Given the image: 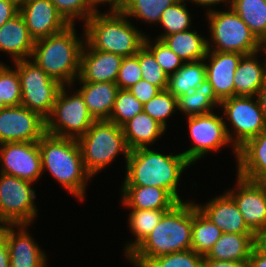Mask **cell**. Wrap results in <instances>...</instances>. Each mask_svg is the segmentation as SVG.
Returning <instances> with one entry per match:
<instances>
[{
    "label": "cell",
    "mask_w": 266,
    "mask_h": 267,
    "mask_svg": "<svg viewBox=\"0 0 266 267\" xmlns=\"http://www.w3.org/2000/svg\"><path fill=\"white\" fill-rule=\"evenodd\" d=\"M123 13H94L85 23V41L95 50L124 57L136 55L146 34Z\"/></svg>",
    "instance_id": "5"
},
{
    "label": "cell",
    "mask_w": 266,
    "mask_h": 267,
    "mask_svg": "<svg viewBox=\"0 0 266 267\" xmlns=\"http://www.w3.org/2000/svg\"><path fill=\"white\" fill-rule=\"evenodd\" d=\"M150 40L152 41L153 39L146 35L144 45L153 53L156 62L166 74L170 76L184 64V61L162 40L156 39L154 43Z\"/></svg>",
    "instance_id": "40"
},
{
    "label": "cell",
    "mask_w": 266,
    "mask_h": 267,
    "mask_svg": "<svg viewBox=\"0 0 266 267\" xmlns=\"http://www.w3.org/2000/svg\"><path fill=\"white\" fill-rule=\"evenodd\" d=\"M128 90L135 96L137 100H139L143 104L148 102L151 98L156 96L161 91L157 86L152 85L151 83L143 79L138 81Z\"/></svg>",
    "instance_id": "44"
},
{
    "label": "cell",
    "mask_w": 266,
    "mask_h": 267,
    "mask_svg": "<svg viewBox=\"0 0 266 267\" xmlns=\"http://www.w3.org/2000/svg\"><path fill=\"white\" fill-rule=\"evenodd\" d=\"M260 52H264V54L266 53V39L260 41ZM265 57H266V54H265ZM265 61V68H266V58L264 59Z\"/></svg>",
    "instance_id": "53"
},
{
    "label": "cell",
    "mask_w": 266,
    "mask_h": 267,
    "mask_svg": "<svg viewBox=\"0 0 266 267\" xmlns=\"http://www.w3.org/2000/svg\"><path fill=\"white\" fill-rule=\"evenodd\" d=\"M57 11L69 23L75 24L77 19L86 22L94 13L88 0H51Z\"/></svg>",
    "instance_id": "42"
},
{
    "label": "cell",
    "mask_w": 266,
    "mask_h": 267,
    "mask_svg": "<svg viewBox=\"0 0 266 267\" xmlns=\"http://www.w3.org/2000/svg\"><path fill=\"white\" fill-rule=\"evenodd\" d=\"M196 207L222 233L254 234L246 225L238 206L227 192L214 197L204 205L196 203Z\"/></svg>",
    "instance_id": "20"
},
{
    "label": "cell",
    "mask_w": 266,
    "mask_h": 267,
    "mask_svg": "<svg viewBox=\"0 0 266 267\" xmlns=\"http://www.w3.org/2000/svg\"><path fill=\"white\" fill-rule=\"evenodd\" d=\"M254 234L222 233L204 259L248 261Z\"/></svg>",
    "instance_id": "27"
},
{
    "label": "cell",
    "mask_w": 266,
    "mask_h": 267,
    "mask_svg": "<svg viewBox=\"0 0 266 267\" xmlns=\"http://www.w3.org/2000/svg\"><path fill=\"white\" fill-rule=\"evenodd\" d=\"M192 244V202L181 201L166 211L157 226L127 256L135 267H145L153 258L190 250Z\"/></svg>",
    "instance_id": "1"
},
{
    "label": "cell",
    "mask_w": 266,
    "mask_h": 267,
    "mask_svg": "<svg viewBox=\"0 0 266 267\" xmlns=\"http://www.w3.org/2000/svg\"><path fill=\"white\" fill-rule=\"evenodd\" d=\"M237 175L254 182H266V129L238 149Z\"/></svg>",
    "instance_id": "21"
},
{
    "label": "cell",
    "mask_w": 266,
    "mask_h": 267,
    "mask_svg": "<svg viewBox=\"0 0 266 267\" xmlns=\"http://www.w3.org/2000/svg\"><path fill=\"white\" fill-rule=\"evenodd\" d=\"M77 142L84 167L92 178L121 153L127 161L131 151L122 127L108 120H96Z\"/></svg>",
    "instance_id": "6"
},
{
    "label": "cell",
    "mask_w": 266,
    "mask_h": 267,
    "mask_svg": "<svg viewBox=\"0 0 266 267\" xmlns=\"http://www.w3.org/2000/svg\"><path fill=\"white\" fill-rule=\"evenodd\" d=\"M259 52L241 57L234 75V96H257L259 93L266 80L265 61L257 59Z\"/></svg>",
    "instance_id": "24"
},
{
    "label": "cell",
    "mask_w": 266,
    "mask_h": 267,
    "mask_svg": "<svg viewBox=\"0 0 266 267\" xmlns=\"http://www.w3.org/2000/svg\"><path fill=\"white\" fill-rule=\"evenodd\" d=\"M0 168V173L36 182L43 174L38 142L0 144Z\"/></svg>",
    "instance_id": "14"
},
{
    "label": "cell",
    "mask_w": 266,
    "mask_h": 267,
    "mask_svg": "<svg viewBox=\"0 0 266 267\" xmlns=\"http://www.w3.org/2000/svg\"><path fill=\"white\" fill-rule=\"evenodd\" d=\"M178 0H129L122 12L129 19H142L145 23L157 25L163 11ZM157 23V24H156Z\"/></svg>",
    "instance_id": "34"
},
{
    "label": "cell",
    "mask_w": 266,
    "mask_h": 267,
    "mask_svg": "<svg viewBox=\"0 0 266 267\" xmlns=\"http://www.w3.org/2000/svg\"><path fill=\"white\" fill-rule=\"evenodd\" d=\"M33 182L0 173V220L4 225H31L37 218Z\"/></svg>",
    "instance_id": "11"
},
{
    "label": "cell",
    "mask_w": 266,
    "mask_h": 267,
    "mask_svg": "<svg viewBox=\"0 0 266 267\" xmlns=\"http://www.w3.org/2000/svg\"><path fill=\"white\" fill-rule=\"evenodd\" d=\"M21 85V105L46 119L63 85L51 78L31 59L13 62Z\"/></svg>",
    "instance_id": "9"
},
{
    "label": "cell",
    "mask_w": 266,
    "mask_h": 267,
    "mask_svg": "<svg viewBox=\"0 0 266 267\" xmlns=\"http://www.w3.org/2000/svg\"><path fill=\"white\" fill-rule=\"evenodd\" d=\"M28 226L30 225H4L10 267H47V255L26 231ZM15 228L18 229L17 232Z\"/></svg>",
    "instance_id": "17"
},
{
    "label": "cell",
    "mask_w": 266,
    "mask_h": 267,
    "mask_svg": "<svg viewBox=\"0 0 266 267\" xmlns=\"http://www.w3.org/2000/svg\"><path fill=\"white\" fill-rule=\"evenodd\" d=\"M89 113L95 120H108L113 108L118 85L113 82H79Z\"/></svg>",
    "instance_id": "23"
},
{
    "label": "cell",
    "mask_w": 266,
    "mask_h": 267,
    "mask_svg": "<svg viewBox=\"0 0 266 267\" xmlns=\"http://www.w3.org/2000/svg\"><path fill=\"white\" fill-rule=\"evenodd\" d=\"M221 235L222 231L196 207V202L192 201L191 249L206 256Z\"/></svg>",
    "instance_id": "31"
},
{
    "label": "cell",
    "mask_w": 266,
    "mask_h": 267,
    "mask_svg": "<svg viewBox=\"0 0 266 267\" xmlns=\"http://www.w3.org/2000/svg\"><path fill=\"white\" fill-rule=\"evenodd\" d=\"M187 127L193 146L182 152L186 159L193 165L197 160L212 152L219 151L230 144L237 160L238 150L232 145L222 116L211 112L203 115L189 116Z\"/></svg>",
    "instance_id": "12"
},
{
    "label": "cell",
    "mask_w": 266,
    "mask_h": 267,
    "mask_svg": "<svg viewBox=\"0 0 266 267\" xmlns=\"http://www.w3.org/2000/svg\"><path fill=\"white\" fill-rule=\"evenodd\" d=\"M257 98L262 108L264 121L266 123V80L264 81V84L261 86L260 91L257 94Z\"/></svg>",
    "instance_id": "52"
},
{
    "label": "cell",
    "mask_w": 266,
    "mask_h": 267,
    "mask_svg": "<svg viewBox=\"0 0 266 267\" xmlns=\"http://www.w3.org/2000/svg\"><path fill=\"white\" fill-rule=\"evenodd\" d=\"M20 13V0H0V27Z\"/></svg>",
    "instance_id": "45"
},
{
    "label": "cell",
    "mask_w": 266,
    "mask_h": 267,
    "mask_svg": "<svg viewBox=\"0 0 266 267\" xmlns=\"http://www.w3.org/2000/svg\"><path fill=\"white\" fill-rule=\"evenodd\" d=\"M4 227V224L0 220V230Z\"/></svg>",
    "instance_id": "55"
},
{
    "label": "cell",
    "mask_w": 266,
    "mask_h": 267,
    "mask_svg": "<svg viewBox=\"0 0 266 267\" xmlns=\"http://www.w3.org/2000/svg\"><path fill=\"white\" fill-rule=\"evenodd\" d=\"M204 267H248V261L204 259Z\"/></svg>",
    "instance_id": "47"
},
{
    "label": "cell",
    "mask_w": 266,
    "mask_h": 267,
    "mask_svg": "<svg viewBox=\"0 0 266 267\" xmlns=\"http://www.w3.org/2000/svg\"><path fill=\"white\" fill-rule=\"evenodd\" d=\"M42 173L48 170L53 178L80 201L85 199L92 176L84 167L77 139L45 133L38 141Z\"/></svg>",
    "instance_id": "3"
},
{
    "label": "cell",
    "mask_w": 266,
    "mask_h": 267,
    "mask_svg": "<svg viewBox=\"0 0 266 267\" xmlns=\"http://www.w3.org/2000/svg\"><path fill=\"white\" fill-rule=\"evenodd\" d=\"M207 37L196 30H187L166 36L162 41L177 54L184 63L204 59L207 56Z\"/></svg>",
    "instance_id": "28"
},
{
    "label": "cell",
    "mask_w": 266,
    "mask_h": 267,
    "mask_svg": "<svg viewBox=\"0 0 266 267\" xmlns=\"http://www.w3.org/2000/svg\"><path fill=\"white\" fill-rule=\"evenodd\" d=\"M142 79L139 64V51L136 55L124 57L119 69L116 84L119 89L128 90Z\"/></svg>",
    "instance_id": "43"
},
{
    "label": "cell",
    "mask_w": 266,
    "mask_h": 267,
    "mask_svg": "<svg viewBox=\"0 0 266 267\" xmlns=\"http://www.w3.org/2000/svg\"><path fill=\"white\" fill-rule=\"evenodd\" d=\"M178 111L177 98L167 89L160 91L156 96L143 104V112L167 129V119Z\"/></svg>",
    "instance_id": "36"
},
{
    "label": "cell",
    "mask_w": 266,
    "mask_h": 267,
    "mask_svg": "<svg viewBox=\"0 0 266 267\" xmlns=\"http://www.w3.org/2000/svg\"><path fill=\"white\" fill-rule=\"evenodd\" d=\"M0 99L6 106L21 105V85L17 69L0 61Z\"/></svg>",
    "instance_id": "38"
},
{
    "label": "cell",
    "mask_w": 266,
    "mask_h": 267,
    "mask_svg": "<svg viewBox=\"0 0 266 267\" xmlns=\"http://www.w3.org/2000/svg\"><path fill=\"white\" fill-rule=\"evenodd\" d=\"M122 186H155L165 189L177 202L178 183L184 170L191 165L183 153L166 155L150 147L130 151Z\"/></svg>",
    "instance_id": "2"
},
{
    "label": "cell",
    "mask_w": 266,
    "mask_h": 267,
    "mask_svg": "<svg viewBox=\"0 0 266 267\" xmlns=\"http://www.w3.org/2000/svg\"><path fill=\"white\" fill-rule=\"evenodd\" d=\"M66 88V85L62 86L57 94L52 111L45 119V131L58 137L78 139L96 120L89 113L81 93L76 90L70 95Z\"/></svg>",
    "instance_id": "8"
},
{
    "label": "cell",
    "mask_w": 266,
    "mask_h": 267,
    "mask_svg": "<svg viewBox=\"0 0 266 267\" xmlns=\"http://www.w3.org/2000/svg\"><path fill=\"white\" fill-rule=\"evenodd\" d=\"M122 129L130 150L150 147L166 132L161 124L145 112L135 115Z\"/></svg>",
    "instance_id": "26"
},
{
    "label": "cell",
    "mask_w": 266,
    "mask_h": 267,
    "mask_svg": "<svg viewBox=\"0 0 266 267\" xmlns=\"http://www.w3.org/2000/svg\"><path fill=\"white\" fill-rule=\"evenodd\" d=\"M219 107L223 109L222 114L225 115L222 117L232 126L229 129L228 122L225 121L228 137L237 150L266 129L257 96H233L222 100Z\"/></svg>",
    "instance_id": "10"
},
{
    "label": "cell",
    "mask_w": 266,
    "mask_h": 267,
    "mask_svg": "<svg viewBox=\"0 0 266 267\" xmlns=\"http://www.w3.org/2000/svg\"><path fill=\"white\" fill-rule=\"evenodd\" d=\"M242 56L234 52L208 50L204 58L206 78L220 101L234 96V75Z\"/></svg>",
    "instance_id": "19"
},
{
    "label": "cell",
    "mask_w": 266,
    "mask_h": 267,
    "mask_svg": "<svg viewBox=\"0 0 266 267\" xmlns=\"http://www.w3.org/2000/svg\"><path fill=\"white\" fill-rule=\"evenodd\" d=\"M145 267H204V256L184 250L153 258Z\"/></svg>",
    "instance_id": "41"
},
{
    "label": "cell",
    "mask_w": 266,
    "mask_h": 267,
    "mask_svg": "<svg viewBox=\"0 0 266 267\" xmlns=\"http://www.w3.org/2000/svg\"><path fill=\"white\" fill-rule=\"evenodd\" d=\"M206 79L204 59L186 62L168 79L167 90L176 98L194 91Z\"/></svg>",
    "instance_id": "30"
},
{
    "label": "cell",
    "mask_w": 266,
    "mask_h": 267,
    "mask_svg": "<svg viewBox=\"0 0 266 267\" xmlns=\"http://www.w3.org/2000/svg\"><path fill=\"white\" fill-rule=\"evenodd\" d=\"M253 246L257 252L266 255V226L254 233Z\"/></svg>",
    "instance_id": "48"
},
{
    "label": "cell",
    "mask_w": 266,
    "mask_h": 267,
    "mask_svg": "<svg viewBox=\"0 0 266 267\" xmlns=\"http://www.w3.org/2000/svg\"><path fill=\"white\" fill-rule=\"evenodd\" d=\"M0 267H10V256L4 235V227L0 230Z\"/></svg>",
    "instance_id": "49"
},
{
    "label": "cell",
    "mask_w": 266,
    "mask_h": 267,
    "mask_svg": "<svg viewBox=\"0 0 266 267\" xmlns=\"http://www.w3.org/2000/svg\"><path fill=\"white\" fill-rule=\"evenodd\" d=\"M20 14L35 41L59 33L70 25L51 0H20Z\"/></svg>",
    "instance_id": "16"
},
{
    "label": "cell",
    "mask_w": 266,
    "mask_h": 267,
    "mask_svg": "<svg viewBox=\"0 0 266 267\" xmlns=\"http://www.w3.org/2000/svg\"><path fill=\"white\" fill-rule=\"evenodd\" d=\"M206 16L211 36V41L207 40L208 50L243 55L260 50V41L230 7L225 11L213 8Z\"/></svg>",
    "instance_id": "7"
},
{
    "label": "cell",
    "mask_w": 266,
    "mask_h": 267,
    "mask_svg": "<svg viewBox=\"0 0 266 267\" xmlns=\"http://www.w3.org/2000/svg\"><path fill=\"white\" fill-rule=\"evenodd\" d=\"M75 24L59 33L35 41L31 59L51 78L68 88L74 86L80 72V56L85 32L79 38Z\"/></svg>",
    "instance_id": "4"
},
{
    "label": "cell",
    "mask_w": 266,
    "mask_h": 267,
    "mask_svg": "<svg viewBox=\"0 0 266 267\" xmlns=\"http://www.w3.org/2000/svg\"><path fill=\"white\" fill-rule=\"evenodd\" d=\"M230 7L259 41L266 39V0H231Z\"/></svg>",
    "instance_id": "33"
},
{
    "label": "cell",
    "mask_w": 266,
    "mask_h": 267,
    "mask_svg": "<svg viewBox=\"0 0 266 267\" xmlns=\"http://www.w3.org/2000/svg\"><path fill=\"white\" fill-rule=\"evenodd\" d=\"M186 1H190L192 2L193 4H197L198 6H203L204 8L207 6L209 7V9L206 11V12H209V11H212V6H216L221 4V3H224L226 2L227 4H230L231 5V0H186Z\"/></svg>",
    "instance_id": "51"
},
{
    "label": "cell",
    "mask_w": 266,
    "mask_h": 267,
    "mask_svg": "<svg viewBox=\"0 0 266 267\" xmlns=\"http://www.w3.org/2000/svg\"><path fill=\"white\" fill-rule=\"evenodd\" d=\"M248 267H266V255L257 252L253 248L248 259Z\"/></svg>",
    "instance_id": "50"
},
{
    "label": "cell",
    "mask_w": 266,
    "mask_h": 267,
    "mask_svg": "<svg viewBox=\"0 0 266 267\" xmlns=\"http://www.w3.org/2000/svg\"><path fill=\"white\" fill-rule=\"evenodd\" d=\"M34 44L20 13L0 27V51L8 53L13 62L31 59Z\"/></svg>",
    "instance_id": "22"
},
{
    "label": "cell",
    "mask_w": 266,
    "mask_h": 267,
    "mask_svg": "<svg viewBox=\"0 0 266 267\" xmlns=\"http://www.w3.org/2000/svg\"><path fill=\"white\" fill-rule=\"evenodd\" d=\"M129 227L135 236L134 241H128L124 246L127 257L157 226L163 214L170 209H130Z\"/></svg>",
    "instance_id": "32"
},
{
    "label": "cell",
    "mask_w": 266,
    "mask_h": 267,
    "mask_svg": "<svg viewBox=\"0 0 266 267\" xmlns=\"http://www.w3.org/2000/svg\"><path fill=\"white\" fill-rule=\"evenodd\" d=\"M45 133V119L23 105L0 110V144L38 142Z\"/></svg>",
    "instance_id": "13"
},
{
    "label": "cell",
    "mask_w": 266,
    "mask_h": 267,
    "mask_svg": "<svg viewBox=\"0 0 266 267\" xmlns=\"http://www.w3.org/2000/svg\"><path fill=\"white\" fill-rule=\"evenodd\" d=\"M234 189L227 192L238 206L248 228L255 233L266 226V182H254L238 175Z\"/></svg>",
    "instance_id": "15"
},
{
    "label": "cell",
    "mask_w": 266,
    "mask_h": 267,
    "mask_svg": "<svg viewBox=\"0 0 266 267\" xmlns=\"http://www.w3.org/2000/svg\"><path fill=\"white\" fill-rule=\"evenodd\" d=\"M7 107L4 103H3V100L0 99V110Z\"/></svg>",
    "instance_id": "54"
},
{
    "label": "cell",
    "mask_w": 266,
    "mask_h": 267,
    "mask_svg": "<svg viewBox=\"0 0 266 267\" xmlns=\"http://www.w3.org/2000/svg\"><path fill=\"white\" fill-rule=\"evenodd\" d=\"M139 64L143 80L157 86L161 91L167 89L169 75L162 70L153 53L145 45L139 49Z\"/></svg>",
    "instance_id": "39"
},
{
    "label": "cell",
    "mask_w": 266,
    "mask_h": 267,
    "mask_svg": "<svg viewBox=\"0 0 266 267\" xmlns=\"http://www.w3.org/2000/svg\"><path fill=\"white\" fill-rule=\"evenodd\" d=\"M143 112V103L135 98L129 90L119 89L113 111L108 121L122 127L135 115Z\"/></svg>",
    "instance_id": "37"
},
{
    "label": "cell",
    "mask_w": 266,
    "mask_h": 267,
    "mask_svg": "<svg viewBox=\"0 0 266 267\" xmlns=\"http://www.w3.org/2000/svg\"><path fill=\"white\" fill-rule=\"evenodd\" d=\"M122 60V56L95 50L85 41L80 56V72L75 82L115 83Z\"/></svg>",
    "instance_id": "18"
},
{
    "label": "cell",
    "mask_w": 266,
    "mask_h": 267,
    "mask_svg": "<svg viewBox=\"0 0 266 267\" xmlns=\"http://www.w3.org/2000/svg\"><path fill=\"white\" fill-rule=\"evenodd\" d=\"M220 102L207 78L194 91L177 97L178 111L186 117L211 113Z\"/></svg>",
    "instance_id": "29"
},
{
    "label": "cell",
    "mask_w": 266,
    "mask_h": 267,
    "mask_svg": "<svg viewBox=\"0 0 266 267\" xmlns=\"http://www.w3.org/2000/svg\"><path fill=\"white\" fill-rule=\"evenodd\" d=\"M191 14L186 8V0H178L173 5L166 8L161 16L159 25L164 29L163 34L159 35L156 39L162 40L164 37L173 33L183 32L190 30Z\"/></svg>",
    "instance_id": "35"
},
{
    "label": "cell",
    "mask_w": 266,
    "mask_h": 267,
    "mask_svg": "<svg viewBox=\"0 0 266 267\" xmlns=\"http://www.w3.org/2000/svg\"><path fill=\"white\" fill-rule=\"evenodd\" d=\"M121 194L126 209H171L178 203L165 189L155 186H122Z\"/></svg>",
    "instance_id": "25"
},
{
    "label": "cell",
    "mask_w": 266,
    "mask_h": 267,
    "mask_svg": "<svg viewBox=\"0 0 266 267\" xmlns=\"http://www.w3.org/2000/svg\"><path fill=\"white\" fill-rule=\"evenodd\" d=\"M88 1L93 13H100L97 7L99 8L98 5L104 3H108V5L110 4L109 5L110 11H108V13H122L129 2V0H88Z\"/></svg>",
    "instance_id": "46"
}]
</instances>
